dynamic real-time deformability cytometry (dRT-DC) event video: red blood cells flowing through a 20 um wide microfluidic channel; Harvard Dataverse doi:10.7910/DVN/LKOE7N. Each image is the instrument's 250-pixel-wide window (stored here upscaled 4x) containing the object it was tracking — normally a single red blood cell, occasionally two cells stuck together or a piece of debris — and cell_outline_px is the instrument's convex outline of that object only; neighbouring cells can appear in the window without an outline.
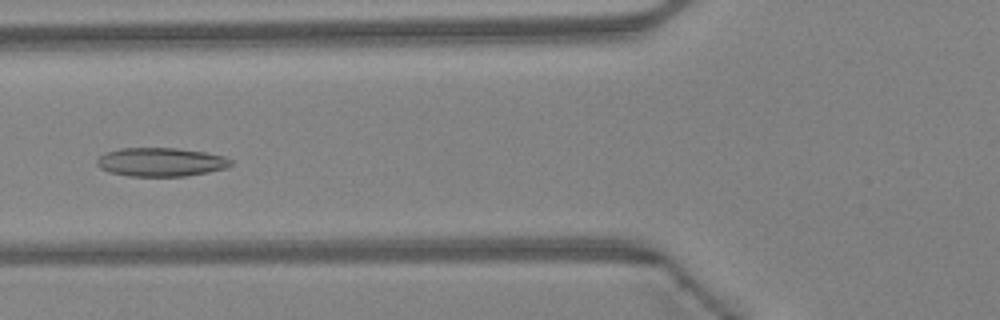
{"species": "Egyptian fruit bat (a non-hibernating species)", "species_latin": "Rousettus aegyptiacus", "temperature_condition": "warm", "stored_images_in_passage": 48, "camera_frame_rate_fps": 3000, "um_per_image_px": 0.085, "animal": {"sex": "female"}, "frame": {"image": 1, "passage_image": 19, "time_ms": 6.0, "image_size_px": [1000, 320], "cell_outline_px": [[232, 164], [224, 168], [208, 172], [184, 176], [128, 176], [108, 172], [100, 168], [96, 164], [96, 160], [104, 152], [120, 148], [176, 148], [204, 152], [224, 156], [232, 160]], "centroid_in_image_um": [13.62, 13.77], "position_along_channel_um": 112.2, "area_um2": 22.43}}
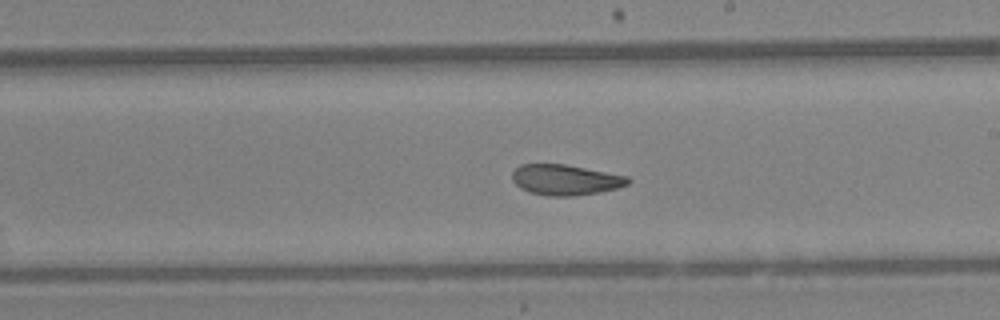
{"frame": {"image": 2, "passage_image": 28, "time_ms": 9.0, "image_size_px": [1000, 320], "cell_outline_px": [[632, 180], [628, 184], [616, 188], [600, 192], [572, 196], [548, 196], [528, 192], [520, 188], [512, 180], [512, 172], [520, 164], [564, 164], [628, 176]], "centroid_in_image_um": [48.04, 15.29], "position_along_channel_um": 241.0, "area_um2": 20.63}}
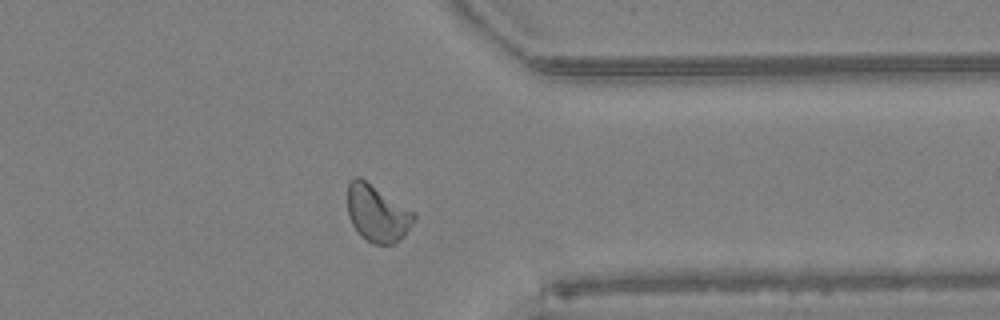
{"frame": {"image": 3, "passage_image": 38, "time_ms": 12.333, "image_size_px": [1000, 320], "cell_outline_px": [[416, 216], [412, 224], [404, 236], [392, 244], [372, 244], [360, 236], [352, 224], [348, 216], [348, 184], [352, 176], [360, 176], [416, 212]], "centroid_in_image_um": [32.06, 18.11], "position_along_channel_um": 379.3, "area_um2": 22.31}, "authors_computed_cell_mechanics": {"area_um2": 22.3108, "velocity_mm_per_s": 4.3215, "shape_relaxation_time_tau1_ms": 6.8585, "shape_relaxation_time_tau2_ms": 2.4544, "deformation_change_tau1": 0.1589, "deformation_change_tau2": 0.0877}}